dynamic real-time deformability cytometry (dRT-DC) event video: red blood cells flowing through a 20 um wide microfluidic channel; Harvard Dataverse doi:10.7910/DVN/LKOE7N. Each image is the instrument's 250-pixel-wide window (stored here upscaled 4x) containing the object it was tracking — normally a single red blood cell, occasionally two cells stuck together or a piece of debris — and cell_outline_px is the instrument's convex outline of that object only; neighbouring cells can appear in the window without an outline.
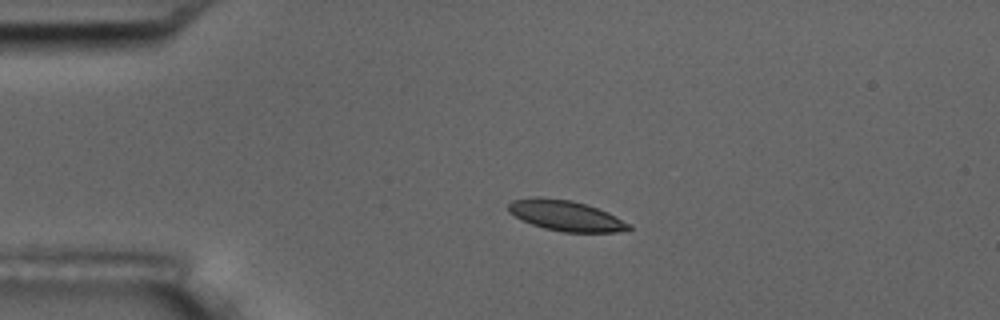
{"species": "common noctule bat (a hibernating species)", "species_latin": "Nyctalus noctula", "temperature_condition": "room temperature", "stored_images_in_passage": 4, "camera_frame_rate_fps": 3000, "um_per_image_px": 0.085, "animal": {"sex": "male", "body_mass_g": 17.5, "forearm_length_mm": 52.3}, "frame": {"image": 1, "passage_image": 2, "time_ms": 2.0, "image_size_px": [1000, 320], "cell_outline_px": [[632, 228], [616, 232], [564, 232], [544, 228], [520, 220], [508, 212], [508, 204], [512, 200], [536, 196], [540, 196], [572, 200], [608, 212], [632, 224]], "centroid_in_image_um": [48.06, 18.32], "position_along_channel_um": 36.9, "area_um2": 21.56}}
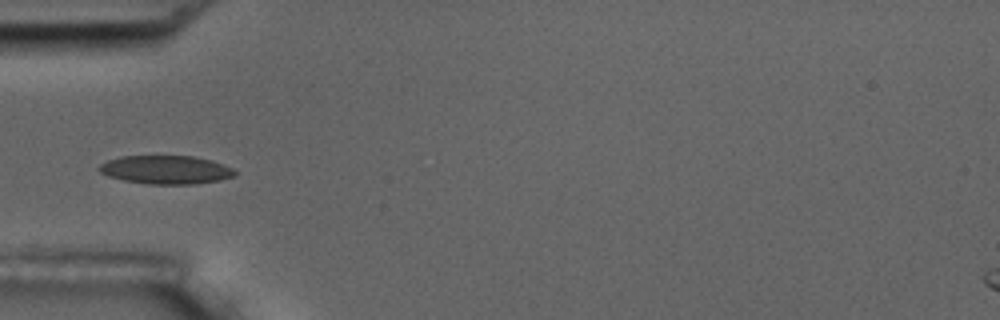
{"frame": {"image": 2, "passage_image": 4, "time_ms": 4.0, "image_size_px": [1000, 320], "cell_outline_px": [[236, 176], [220, 180], [196, 184], [148, 184], [124, 180], [108, 176], [100, 172], [96, 168], [100, 164], [108, 160], [120, 156], [192, 156], [212, 160], [232, 168], [236, 172]], "centroid_in_image_um": [14.1, 14.43], "position_along_channel_um": 70.9, "area_um2": 22.6}}